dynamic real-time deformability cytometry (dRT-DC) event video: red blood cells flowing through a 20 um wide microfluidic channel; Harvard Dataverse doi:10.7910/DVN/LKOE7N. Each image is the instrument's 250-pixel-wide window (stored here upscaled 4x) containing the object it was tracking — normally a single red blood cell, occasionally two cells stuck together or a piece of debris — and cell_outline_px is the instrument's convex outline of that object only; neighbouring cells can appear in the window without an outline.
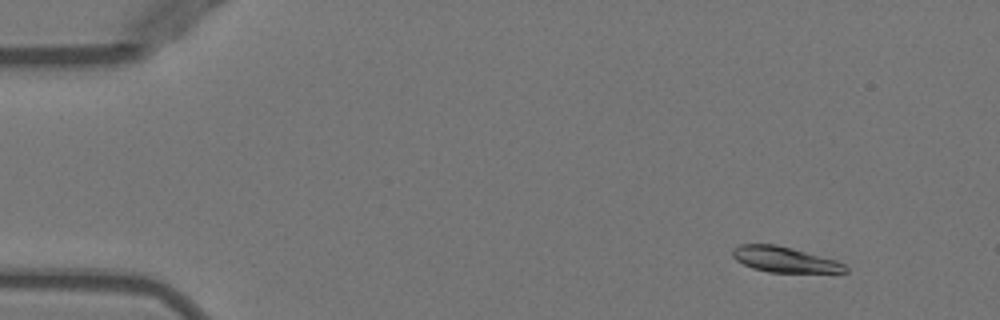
{"species": "Egyptian fruit bat (a non-hibernating species)", "species_latin": "Rousettus aegyptiacus", "temperature_condition": "warm", "stored_images_in_passage": 51, "camera_frame_rate_fps": 3000, "um_per_image_px": 0.085, "animal": {"sex": "female"}, "frame": {"image": 1, "passage_image": 5, "time_ms": 1.333, "image_size_px": [1000, 320], "cell_outline_px": [[848, 272], [768, 272], [752, 268], [736, 260], [732, 256], [732, 248], [740, 244], [776, 244], [792, 248], [836, 260], [844, 264], [848, 268]], "centroid_in_image_um": [66.66, 22.05], "position_along_channel_um": 18.3, "area_um2": 16.7}}
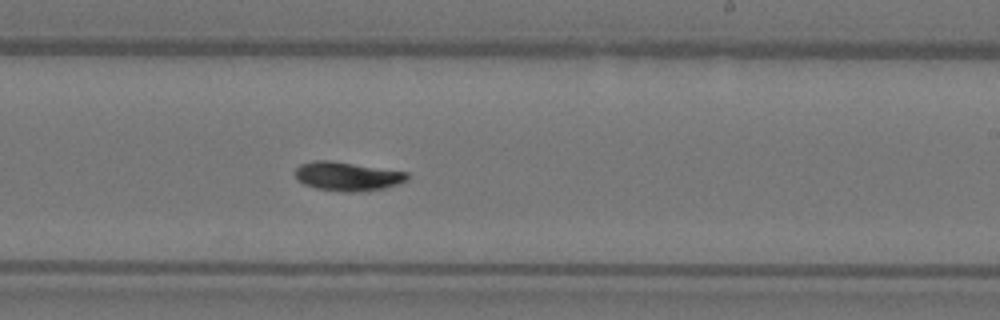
{"frame": {"image": 2, "passage_image": 31, "time_ms": 10.0, "image_size_px": [1000, 320], "cell_outline_px": [[408, 180], [384, 188], [352, 192], [348, 192], [316, 188], [304, 184], [296, 180], [296, 168], [300, 164], [312, 160], [328, 160], [408, 172]], "centroid_in_image_um": [29.49, 14.98], "position_along_channel_um": 259.5, "area_um2": 18.67}}
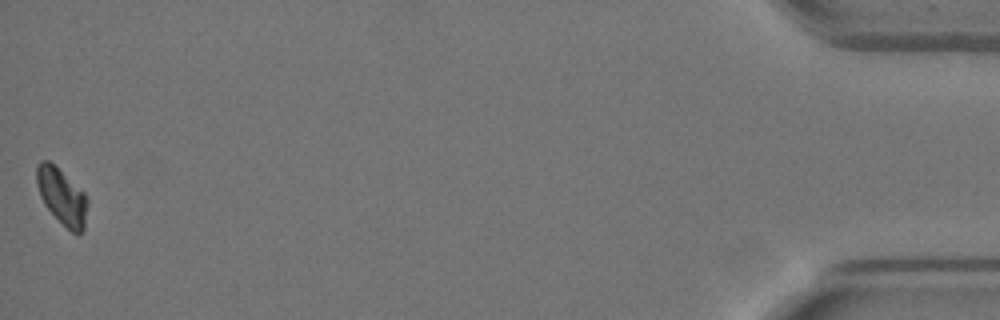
{"frame": {"image": 3, "passage_image": 51, "time_ms": 16.667, "image_size_px": [1000, 320], "cell_outline_px": [[88, 204], [84, 228], [80, 232], [72, 232], [44, 204], [40, 196], [36, 184], [36, 164], [40, 160], [48, 160], [84, 192], [88, 196]], "centroid_in_image_um": [5.25, 16.66], "position_along_channel_um": 430.0, "area_um2": 16.36}, "authors_computed_cell_mechanics": {"area_um2": 17.8024, "velocity_mm_per_s": 3.9667, "shape_relaxation_time_tau1_ms": 3.8801, "shape_relaxation_time_tau2_ms": null, "deformation_change_tau1": 0.1545, "deformation_change_tau2": null}}